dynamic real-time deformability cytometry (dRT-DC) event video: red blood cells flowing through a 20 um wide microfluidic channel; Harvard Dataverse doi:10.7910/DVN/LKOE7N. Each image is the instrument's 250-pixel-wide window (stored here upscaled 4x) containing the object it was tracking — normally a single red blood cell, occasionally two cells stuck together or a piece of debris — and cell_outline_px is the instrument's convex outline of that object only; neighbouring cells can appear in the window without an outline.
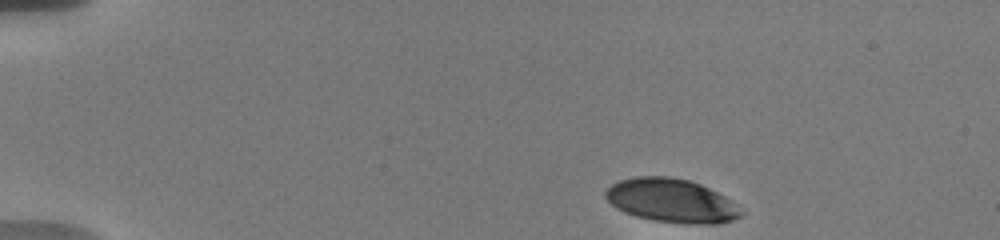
{"species": "human", "species_latin": "Homo sapiens", "temperature_condition": "warm", "stored_images_in_passage": 7, "camera_frame_rate_fps": 3000, "um_per_image_px": 0.085, "donor": {"sex": "male"}, "frame": {"image": 1, "passage_image": 1, "time_ms": 0.0, "image_size_px": [1000, 240], "cell_outline_px": [[744, 212], [740, 216], [732, 220], [716, 224], [704, 224], [656, 220], [636, 216], [624, 212], [616, 208], [604, 196], [604, 192], [612, 184], [620, 180], [636, 176], [668, 176], [688, 180], [700, 184], [724, 196]], "centroid_in_image_um": [57.04, 17.04], "position_along_channel_um": 28.0, "area_um2": 33.99}}